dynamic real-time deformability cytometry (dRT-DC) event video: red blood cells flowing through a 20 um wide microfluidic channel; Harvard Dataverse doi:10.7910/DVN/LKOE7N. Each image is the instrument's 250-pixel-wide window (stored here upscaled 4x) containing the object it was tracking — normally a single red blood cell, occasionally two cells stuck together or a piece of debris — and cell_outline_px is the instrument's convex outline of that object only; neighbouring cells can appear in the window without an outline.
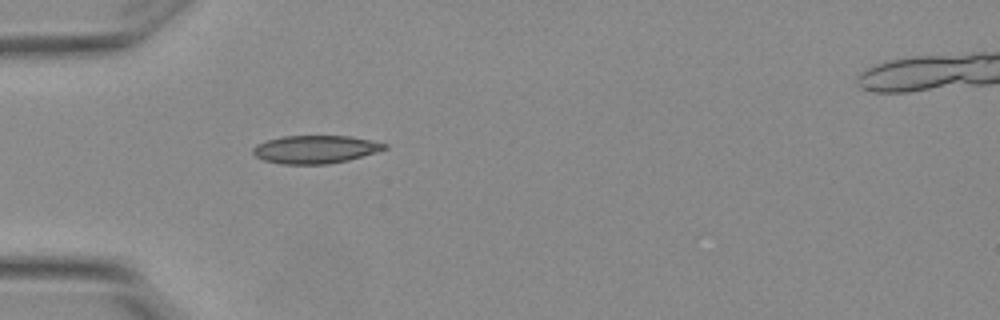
{"species": "Egyptian fruit bat (a non-hibernating species)", "species_latin": "Rousettus aegyptiacus", "temperature_condition": "warm", "stored_images_in_passage": 2, "camera_frame_rate_fps": 3000, "um_per_image_px": 0.085, "animal": {"sex": "female"}, "frame": {"image": 1, "passage_image": 2, "time_ms": 0.333, "image_size_px": [1000, 320], "cell_outline_px": [[388, 148], [376, 152], [348, 160], [328, 164], [280, 164], [264, 160], [256, 156], [252, 152], [252, 148], [256, 144], [268, 140], [284, 136], [348, 136], [372, 140], [388, 144]], "centroid_in_image_um": [26.81, 12.69], "position_along_channel_um": 58.2, "area_um2": 21.44}}